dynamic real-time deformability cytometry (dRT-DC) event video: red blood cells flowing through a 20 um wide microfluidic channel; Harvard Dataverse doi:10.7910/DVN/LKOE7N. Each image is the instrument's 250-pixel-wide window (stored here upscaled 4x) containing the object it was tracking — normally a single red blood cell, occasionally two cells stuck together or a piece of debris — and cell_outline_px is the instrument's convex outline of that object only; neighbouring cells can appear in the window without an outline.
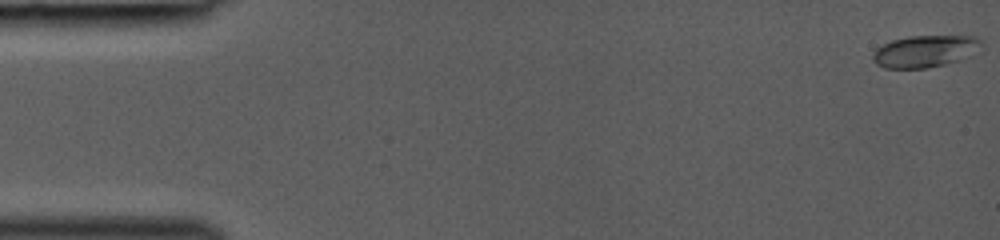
{"species": "common noctule bat (a hibernating species)", "species_latin": "Nyctalus noctula", "temperature_condition": "room temperature", "stored_images_in_passage": 43, "camera_frame_rate_fps": 3000, "um_per_image_px": 0.085, "animal": {"sex": "female", "body_mass_g": 19.0, "forearm_length_mm": 53.3}, "frame": {"image": 1, "passage_image": 1, "time_ms": 0.0, "image_size_px": [1000, 240], "cell_outline_px": [[984, 44], [968, 56], [960, 60], [928, 68], [884, 68], [876, 64], [872, 60], [872, 52], [876, 48], [892, 40], [908, 36], [976, 36]], "centroid_in_image_um": [78.59, 4.35], "position_along_channel_um": 6.4, "area_um2": 20.23}}
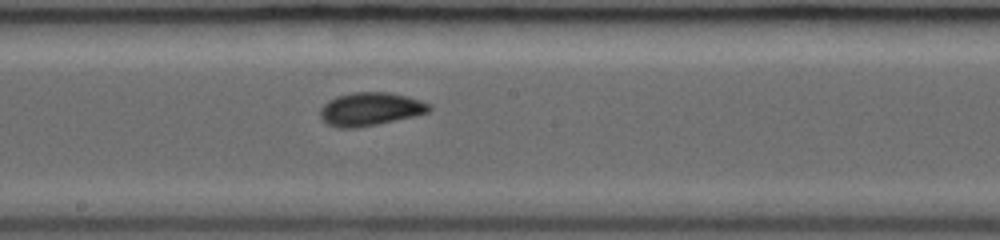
{"frame": {"image": 2, "passage_image": 25, "time_ms": 8.0, "image_size_px": [1000, 240], "cell_outline_px": [[432, 108], [428, 112], [416, 116], [356, 128], [340, 128], [328, 124], [320, 116], [320, 108], [328, 100], [336, 96], [352, 92], [388, 92], [408, 96], [432, 104]], "centroid_in_image_um": [31.5, 9.26], "position_along_channel_um": 216.7, "area_um2": 21.21}}
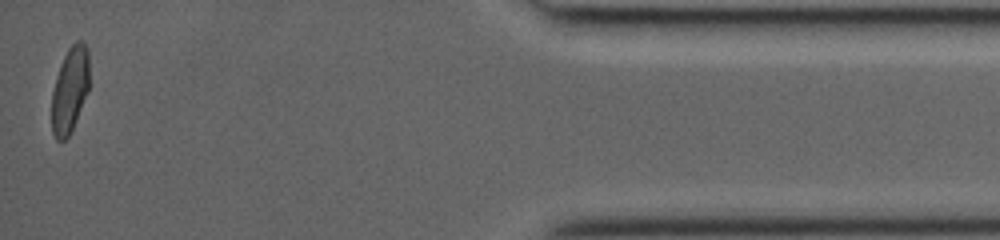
{"frame": {"image": 3, "passage_image": 43, "time_ms": 14.0, "image_size_px": [1000, 240], "cell_outline_px": [[88, 92], [72, 132], [64, 140], [56, 140], [52, 132], [52, 92], [56, 76], [60, 64], [68, 48], [76, 40], [80, 40], [88, 48]], "centroid_in_image_um": [5.94, 7.65], "position_along_channel_um": 429.3, "area_um2": 18.9}}